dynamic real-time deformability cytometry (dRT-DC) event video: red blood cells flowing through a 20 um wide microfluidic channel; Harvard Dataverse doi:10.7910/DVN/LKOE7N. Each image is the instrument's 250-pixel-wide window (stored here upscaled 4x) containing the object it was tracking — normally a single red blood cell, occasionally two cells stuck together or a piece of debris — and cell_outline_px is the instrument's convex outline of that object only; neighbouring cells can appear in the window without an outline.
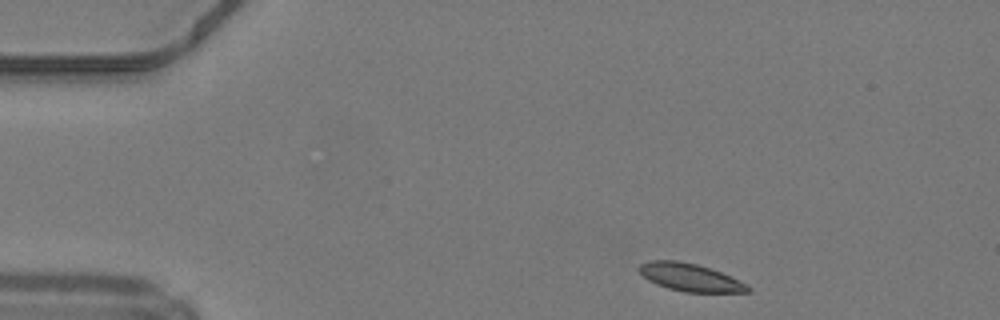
{"species": "common noctule bat (a hibernating species)", "species_latin": "Nyctalus noctula", "temperature_condition": "warm", "stored_images_in_passage": 42, "camera_frame_rate_fps": 3000, "um_per_image_px": 0.085, "animal": {"sex": "male", "body_mass_g": 19.2, "forearm_length_mm": 51.8}, "frame": {"image": 1, "passage_image": 1, "time_ms": 0.0, "image_size_px": [1000, 320], "cell_outline_px": [[752, 292], [684, 292], [668, 288], [656, 284], [648, 280], [640, 272], [640, 264], [648, 260], [676, 260], [696, 264], [720, 272], [748, 284], [752, 288]], "centroid_in_image_um": [58.68, 23.58], "position_along_channel_um": 26.3, "area_um2": 17.46}}
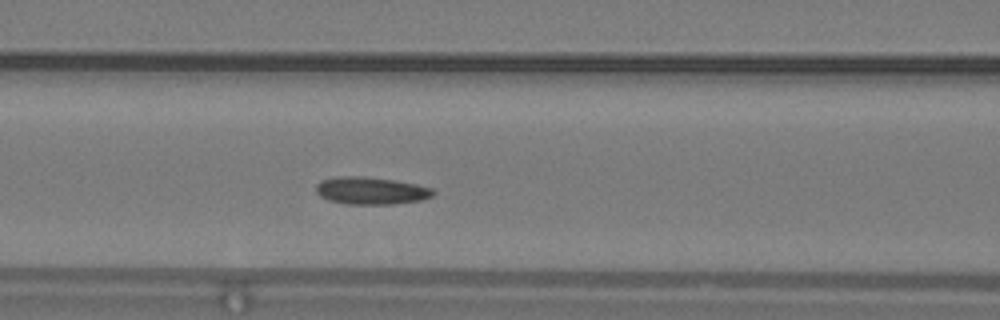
{"frame": {"image": 2, "passage_image": 14, "time_ms": 4.333, "image_size_px": [1000, 320], "cell_outline_px": [[436, 192], [432, 196], [420, 200], [392, 204], [344, 204], [328, 200], [320, 196], [316, 192], [316, 184], [320, 180], [336, 176], [364, 176], [392, 180], [416, 184], [432, 188]], "centroid_in_image_um": [31.49, 16.2], "position_along_channel_um": 135.1, "area_um2": 18.79}}
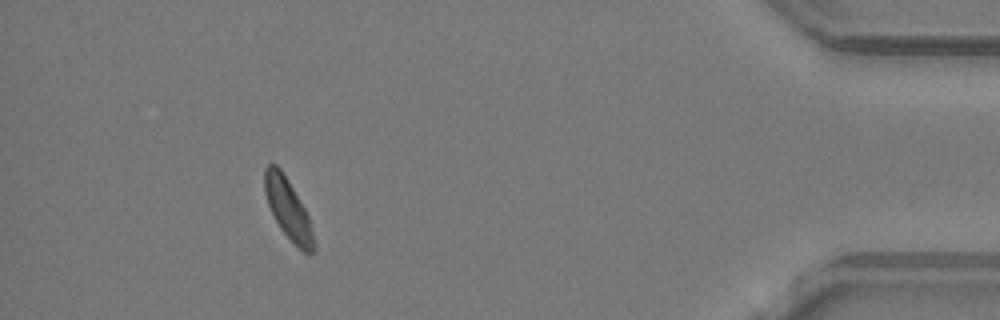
{"frame": {"image": 3, "passage_image": 38, "time_ms": 12.333, "image_size_px": [1000, 320], "cell_outline_px": [[316, 248], [312, 252], [304, 252], [280, 228], [268, 204], [264, 192], [264, 168], [268, 164], [276, 164], [280, 168], [304, 208], [308, 216], [316, 244]], "centroid_in_image_um": [24.47, 17.74], "position_along_channel_um": 410.7, "area_um2": 16.76}, "authors_computed_cell_mechanics": {"area_um2": 17.9758, "velocity_mm_per_s": 4.1888, "shape_relaxation_time_tau1_ms": 5.5619, "shape_relaxation_time_tau2_ms": 6.1503, "deformation_change_tau1": 0.1267, "deformation_change_tau2": 0.1321}}